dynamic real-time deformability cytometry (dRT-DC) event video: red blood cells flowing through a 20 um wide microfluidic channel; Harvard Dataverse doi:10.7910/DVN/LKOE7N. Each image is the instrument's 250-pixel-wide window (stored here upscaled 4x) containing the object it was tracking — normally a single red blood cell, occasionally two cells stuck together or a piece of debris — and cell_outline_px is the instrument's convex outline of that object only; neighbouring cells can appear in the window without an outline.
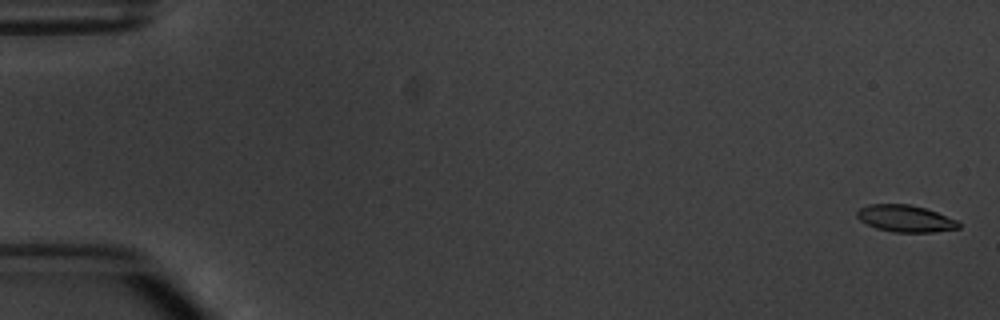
{"species": "common noctule bat (a hibernating species)", "species_latin": "Nyctalus noctula", "temperature_condition": "warm", "stored_images_in_passage": 5, "camera_frame_rate_fps": 3000, "um_per_image_px": 0.085, "animal": {"sex": "male", "body_mass_g": 20.1, "forearm_length_mm": 53.5}, "frame": {"image": 1, "passage_image": 1, "time_ms": 0.0, "image_size_px": [1000, 320], "cell_outline_px": [[960, 228], [932, 232], [892, 232], [876, 228], [860, 220], [856, 216], [856, 212], [860, 208], [868, 204], [908, 204], [924, 208], [960, 220]], "centroid_in_image_um": [76.97, 18.57], "position_along_channel_um": 8.0, "area_um2": 15.95}}
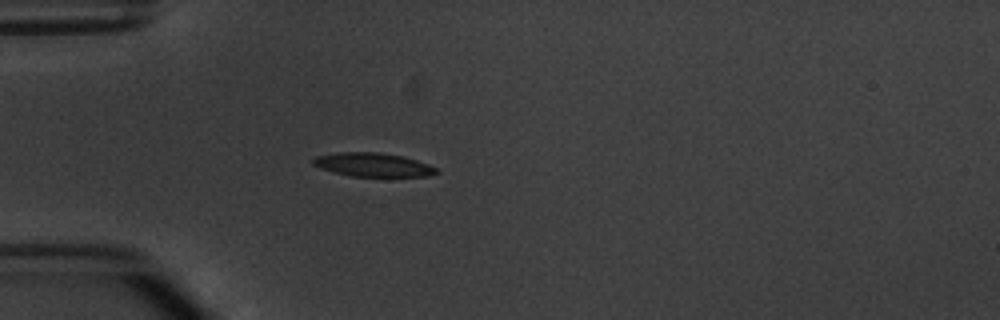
{"frame": {"image": 2, "passage_image": 5, "time_ms": 5.0, "image_size_px": [1000, 320], "cell_outline_px": [[440, 172], [428, 176], [388, 180], [352, 176], [332, 172], [320, 168], [312, 164], [312, 160], [316, 156], [340, 152], [380, 152], [400, 156], [416, 160], [428, 164], [436, 168]], "centroid_in_image_um": [31.77, 14.07], "position_along_channel_um": 53.2, "area_um2": 18.03}}